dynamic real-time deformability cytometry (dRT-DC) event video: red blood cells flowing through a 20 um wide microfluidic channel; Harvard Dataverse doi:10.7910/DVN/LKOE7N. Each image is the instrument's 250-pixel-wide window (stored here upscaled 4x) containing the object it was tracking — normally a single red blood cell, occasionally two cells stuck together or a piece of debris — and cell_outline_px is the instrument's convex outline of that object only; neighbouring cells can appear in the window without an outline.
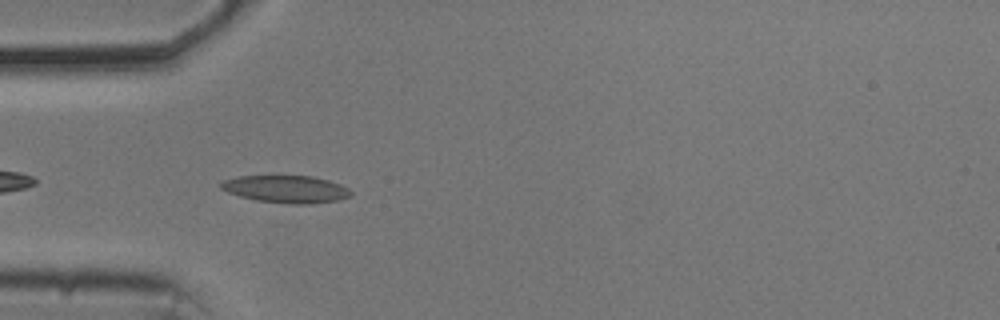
{"species": "common noctule bat (a hibernating species)", "species_latin": "Nyctalus noctula", "temperature_condition": "cold", "stored_images_in_passage": 35, "camera_frame_rate_fps": 3000, "um_per_image_px": 0.085, "animal": {"sex": "male", "body_mass_g": 20.5, "forearm_length_mm": 52.5}, "frame": {"image": 1, "passage_image": 3, "time_ms": 0.667, "image_size_px": [1000, 320], "cell_outline_px": [[352, 196], [336, 200], [308, 204], [288, 204], [256, 200], [240, 196], [228, 192], [220, 188], [220, 184], [224, 180], [236, 176], [312, 176], [328, 180], [340, 184], [348, 188], [352, 192]], "centroid_in_image_um": [24.32, 16.07], "position_along_channel_um": 60.7, "area_um2": 20.69}}
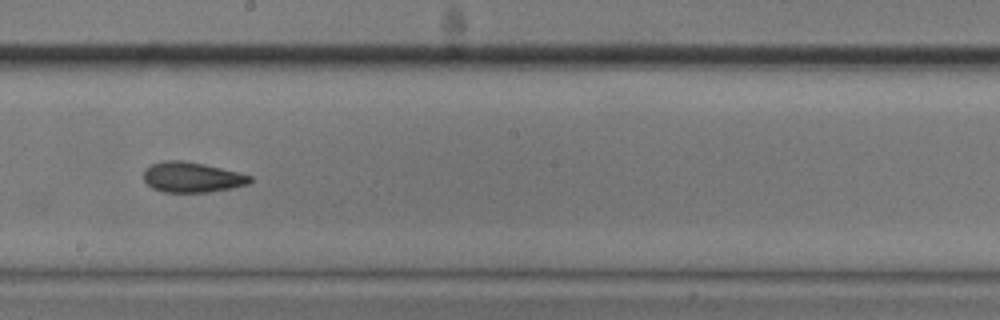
{"frame": {"image": 2, "passage_image": 17, "time_ms": 5.333, "image_size_px": [1000, 320], "cell_outline_px": [[252, 180], [248, 184], [232, 188], [208, 192], [164, 192], [152, 188], [144, 180], [144, 168], [152, 164], [164, 160], [180, 160], [204, 164], [240, 172], [252, 176]], "centroid_in_image_um": [16.32, 15.06], "position_along_channel_um": 231.9, "area_um2": 18.84}}
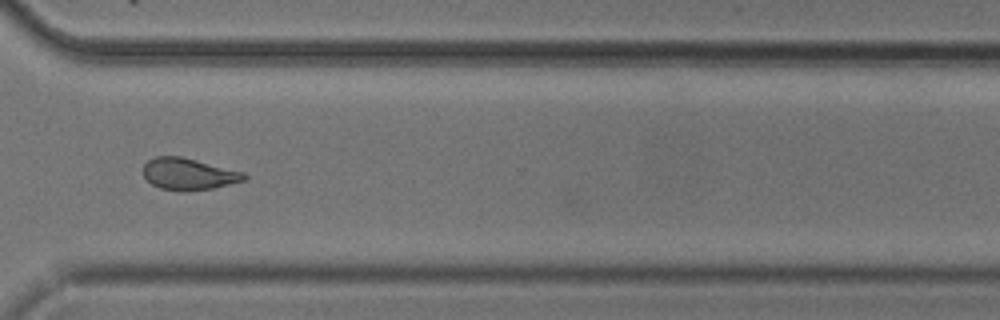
{"frame": {"image": 3, "passage_image": 27, "time_ms": 8.667, "image_size_px": [1000, 320], "cell_outline_px": [[248, 180], [212, 188], [184, 192], [180, 192], [160, 188], [152, 184], [144, 176], [144, 164], [148, 160], [156, 156], [180, 156], [244, 172], [248, 176]], "centroid_in_image_um": [16.05, 14.8], "position_along_channel_um": 354.5, "area_um2": 18.73}, "authors_computed_cell_mechanics": {"area_um2": 18.8428, "velocity_mm_per_s": 3.6927, "shape_relaxation_time_tau1_ms": 6.1601, "shape_relaxation_time_tau2_ms": 2.9987, "deformation_change_tau1": 0.1752, "deformation_change_tau2": 0.0913}}